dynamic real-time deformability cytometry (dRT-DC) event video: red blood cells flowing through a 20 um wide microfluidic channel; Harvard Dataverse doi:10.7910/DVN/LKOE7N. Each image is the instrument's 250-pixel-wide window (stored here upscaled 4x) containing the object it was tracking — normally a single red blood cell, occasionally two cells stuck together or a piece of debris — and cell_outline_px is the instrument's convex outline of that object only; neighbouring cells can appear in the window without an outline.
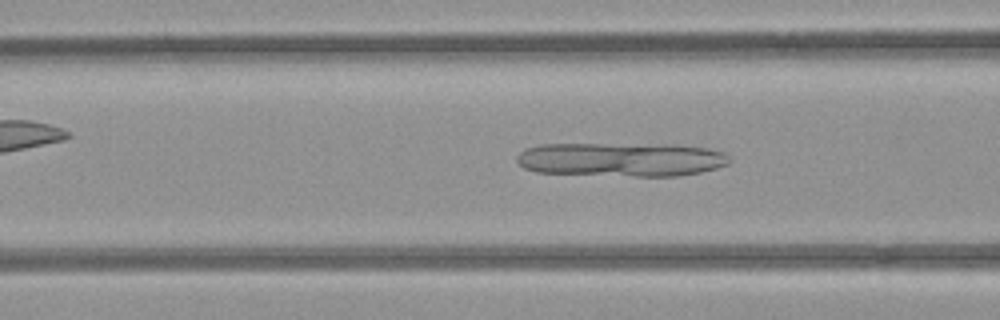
{"species": "common noctule bat (a hibernating species)", "species_latin": "Nyctalus noctula", "temperature_condition": "room temperature", "stored_images_in_passage": 38, "camera_frame_rate_fps": 3000, "um_per_image_px": 0.085, "animal": {"sex": "female", "body_mass_g": 21.9}, "frame": {"image": 1, "passage_image": 10, "time_ms": 3.0, "image_size_px": [1000, 320], "cell_outline_px": [[732, 160], [728, 164], [716, 168], [700, 172], [680, 176], [636, 176], [536, 172], [524, 168], [516, 160], [516, 156], [524, 148], [540, 144], [668, 144], [708, 148], [724, 152]], "centroid_in_image_um": [52.81, 13.54], "position_along_channel_um": 113.8, "area_um2": 42.37}}
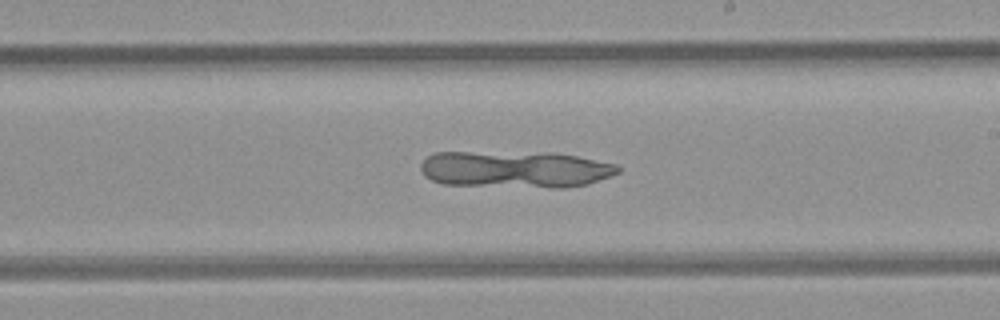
{"frame": {"image": 2, "passage_image": 20, "time_ms": 6.333, "image_size_px": [1000, 320], "cell_outline_px": [[620, 172], [588, 184], [564, 188], [552, 188], [444, 184], [432, 180], [424, 176], [420, 168], [420, 164], [428, 156], [436, 152], [552, 152], [576, 156], [616, 164], [620, 168]], "centroid_in_image_um": [43.79, 14.39], "position_along_channel_um": 245.2, "area_um2": 42.6}}
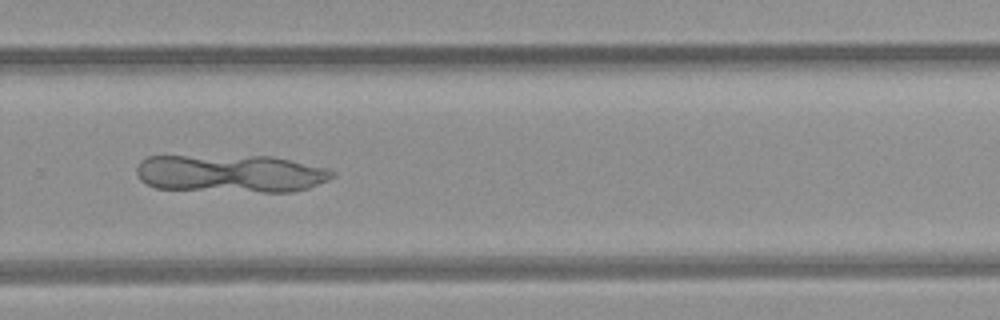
{"frame": {"image": 3, "passage_image": 25, "time_ms": 8.0, "image_size_px": [1000, 320], "cell_outline_px": [[336, 176], [328, 180], [308, 188], [292, 192], [264, 192], [156, 188], [140, 180], [136, 172], [136, 168], [140, 160], [148, 156], [272, 156], [328, 168], [336, 172]], "centroid_in_image_um": [19.64, 14.74], "position_along_channel_um": 310.2, "area_um2": 43.29}}